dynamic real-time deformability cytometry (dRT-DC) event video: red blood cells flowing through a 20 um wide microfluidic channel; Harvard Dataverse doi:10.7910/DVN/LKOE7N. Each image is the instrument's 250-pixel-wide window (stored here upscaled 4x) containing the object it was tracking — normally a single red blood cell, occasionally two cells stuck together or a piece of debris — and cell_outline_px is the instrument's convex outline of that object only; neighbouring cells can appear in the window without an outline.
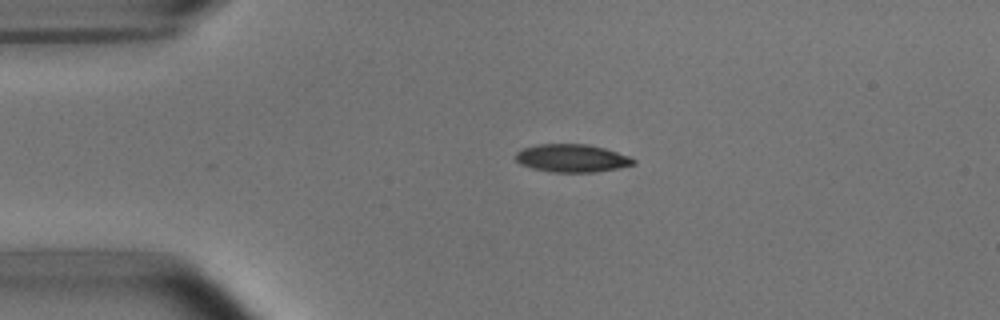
{"species": "common noctule bat (a hibernating species)", "species_latin": "Nyctalus noctula", "temperature_condition": "room temperature", "stored_images_in_passage": 4, "camera_frame_rate_fps": 3000, "um_per_image_px": 0.085, "animal": {"sex": "male", "body_mass_g": 15.6}, "frame": {"image": 1, "passage_image": 3, "time_ms": 2.333, "image_size_px": [1000, 320], "cell_outline_px": [[636, 164], [616, 168], [592, 172], [552, 172], [532, 168], [520, 164], [516, 160], [516, 152], [524, 148], [536, 144], [588, 144], [604, 148], [628, 156], [636, 160]], "centroid_in_image_um": [48.59, 13.44], "position_along_channel_um": 36.4, "area_um2": 19.02}}